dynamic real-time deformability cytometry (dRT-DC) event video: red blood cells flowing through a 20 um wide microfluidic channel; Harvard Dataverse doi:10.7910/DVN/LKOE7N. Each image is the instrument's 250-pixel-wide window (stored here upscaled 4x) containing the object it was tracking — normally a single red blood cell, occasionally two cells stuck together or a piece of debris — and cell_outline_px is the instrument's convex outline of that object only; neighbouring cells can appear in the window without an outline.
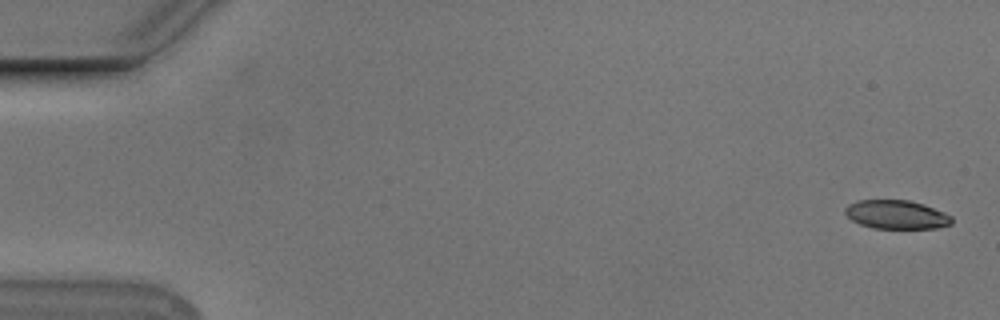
{"species": "Egyptian fruit bat (a non-hibernating species)", "species_latin": "Rousettus aegyptiacus", "temperature_condition": "cold", "stored_images_in_passage": 10, "camera_frame_rate_fps": 3000, "um_per_image_px": 0.085, "animal": {"sex": "male"}, "frame": {"image": 1, "passage_image": 1, "time_ms": 0.0, "image_size_px": [1000, 320], "cell_outline_px": [[952, 224], [936, 228], [872, 228], [860, 224], [852, 220], [844, 212], [844, 208], [848, 204], [860, 200], [908, 200], [924, 204], [944, 212], [952, 216]], "centroid_in_image_um": [76.2, 18.24], "position_along_channel_um": 8.8, "area_um2": 17.86}}